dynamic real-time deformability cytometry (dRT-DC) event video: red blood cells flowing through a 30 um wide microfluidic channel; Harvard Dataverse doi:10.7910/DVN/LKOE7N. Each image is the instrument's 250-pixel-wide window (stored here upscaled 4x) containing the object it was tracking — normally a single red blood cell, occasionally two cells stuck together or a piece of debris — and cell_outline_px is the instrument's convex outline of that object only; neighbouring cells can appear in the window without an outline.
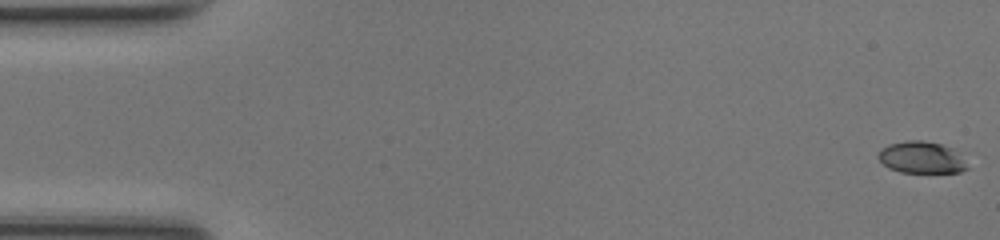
{"species": "common noctule bat (a hibernating species)", "species_latin": "Nyctalus noctula", "temperature_condition": "room temperature", "stored_images_in_passage": 49, "camera_frame_rate_fps": 3000, "um_per_image_px": 0.085, "animal": {"sex": "female", "body_mass_g": 17.0, "forearm_length_mm": 48.0}, "frame": {"image": 1, "passage_image": 1, "time_ms": 0.0, "image_size_px": [1000, 240], "cell_outline_px": [[968, 168], [960, 172], [900, 172], [888, 168], [876, 156], [888, 144], [908, 140], [920, 140], [940, 144], [952, 148]], "centroid_in_image_um": [78.27, 13.38], "position_along_channel_um": 6.7, "area_um2": 16.07}}
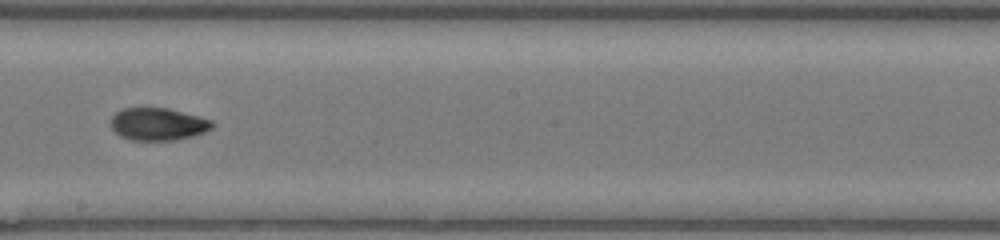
{"frame": {"image": 2, "passage_image": 28, "time_ms": 9.0, "image_size_px": [1000, 240], "cell_outline_px": [[216, 124], [212, 128], [204, 132], [192, 136], [176, 140], [132, 140], [120, 136], [112, 128], [112, 116], [116, 112], [124, 108], [168, 108], [200, 116], [212, 120]], "centroid_in_image_um": [13.47, 10.55], "position_along_channel_um": 234.7, "area_um2": 19.19}}
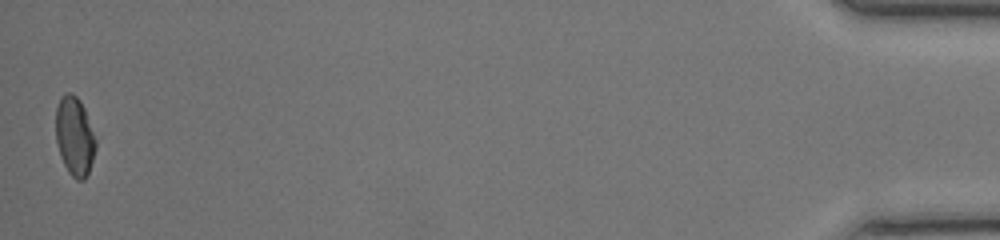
{"frame": {"image": 3, "passage_image": 49, "time_ms": 16.0, "image_size_px": [1000, 240], "cell_outline_px": [[96, 148], [88, 172], [84, 180], [76, 180], [68, 172], [60, 156], [56, 140], [56, 108], [60, 96], [64, 92], [72, 92], [80, 100], [84, 108], [96, 140]], "centroid_in_image_um": [6.33, 11.56], "position_along_channel_um": 428.9, "area_um2": 18.38}, "authors_computed_cell_mechanics": {"area_um2": 19.074, "velocity_mm_per_s": 4.2431, "shape_relaxation_time_tau1_ms": 4.6865, "shape_relaxation_time_tau2_ms": 1.8617, "deformation_change_tau1": 0.1637, "deformation_change_tau2": 0.0662}}